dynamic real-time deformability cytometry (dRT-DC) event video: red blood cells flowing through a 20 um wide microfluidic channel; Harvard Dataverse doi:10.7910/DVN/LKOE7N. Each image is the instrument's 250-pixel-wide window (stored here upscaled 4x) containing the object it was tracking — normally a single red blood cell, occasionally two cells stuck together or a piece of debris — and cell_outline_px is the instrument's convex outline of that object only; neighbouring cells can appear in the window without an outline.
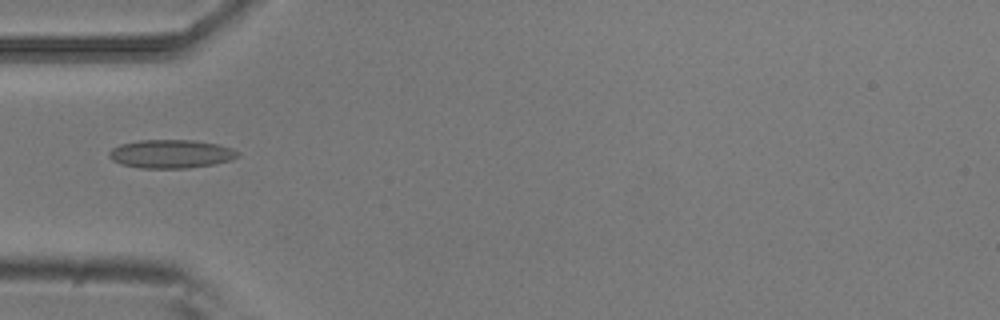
{"species": "common noctule bat (a hibernating species)", "species_latin": "Nyctalus noctula", "temperature_condition": "room temperature", "stored_images_in_passage": 1, "camera_frame_rate_fps": 3000, "um_per_image_px": 0.085, "animal": {"sex": "male", "body_mass_g": 20.5, "forearm_length_mm": 52.5}, "frame": {"image": 1, "passage_image": 1, "time_ms": 0.0, "image_size_px": [1000, 320], "cell_outline_px": [[240, 156], [232, 160], [212, 164], [188, 168], [140, 168], [120, 164], [112, 160], [108, 156], [108, 152], [112, 148], [120, 144], [140, 140], [192, 140], [216, 144], [232, 148], [240, 152]], "centroid_in_image_um": [14.52, 13.08], "position_along_channel_um": 70.5, "area_um2": 21.44}}